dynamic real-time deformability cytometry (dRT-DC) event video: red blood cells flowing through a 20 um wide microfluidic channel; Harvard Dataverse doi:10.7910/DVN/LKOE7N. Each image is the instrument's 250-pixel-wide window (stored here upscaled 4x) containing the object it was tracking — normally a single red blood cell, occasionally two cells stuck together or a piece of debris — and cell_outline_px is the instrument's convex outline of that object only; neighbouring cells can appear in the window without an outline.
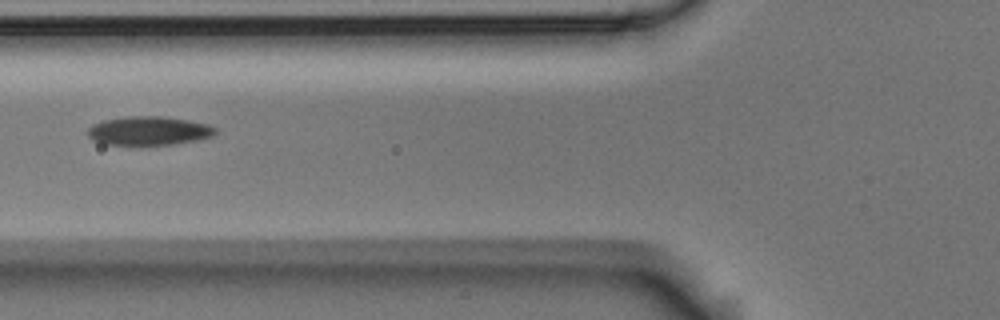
{"species": "Egyptian fruit bat (a non-hibernating species)", "species_latin": "Rousettus aegyptiacus", "temperature_condition": "room temperature", "stored_images_in_passage": 2, "camera_frame_rate_fps": 3000, "um_per_image_px": 0.085, "animal": {"sex": "male"}, "frame": {"image": 1, "passage_image": 2, "time_ms": 0.333, "image_size_px": [1000, 320], "cell_outline_px": [[216, 132], [212, 136], [196, 140], [172, 144], [136, 148], [104, 144], [92, 140], [88, 136], [88, 128], [92, 124], [104, 120], [124, 116], [164, 116], [188, 120], [208, 124], [216, 128]], "centroid_in_image_um": [12.58, 11.15], "position_along_channel_um": 113.2, "area_um2": 22.31}}